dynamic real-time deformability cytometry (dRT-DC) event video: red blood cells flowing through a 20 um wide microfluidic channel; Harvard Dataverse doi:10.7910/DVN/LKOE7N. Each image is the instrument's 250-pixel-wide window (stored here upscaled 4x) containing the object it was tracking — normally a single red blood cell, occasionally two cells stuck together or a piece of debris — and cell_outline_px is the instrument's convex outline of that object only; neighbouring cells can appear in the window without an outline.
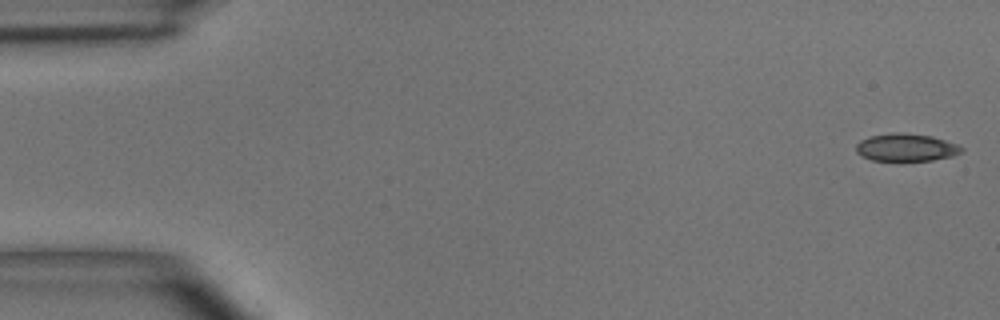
{"species": "common noctule bat (a hibernating species)", "species_latin": "Nyctalus noctula", "temperature_condition": "room temperature", "stored_images_in_passage": 8, "camera_frame_rate_fps": 3000, "um_per_image_px": 0.085, "animal": {"sex": "male", "body_mass_g": 15.6}, "frame": {"image": 1, "passage_image": 1, "time_ms": 0.0, "image_size_px": [1000, 320], "cell_outline_px": [[964, 152], [952, 156], [932, 160], [872, 160], [856, 152], [856, 144], [860, 140], [868, 136], [892, 132], [904, 132], [932, 136], [956, 144], [964, 148]], "centroid_in_image_um": [77.02, 12.51], "position_along_channel_um": 8.0, "area_um2": 16.99}}
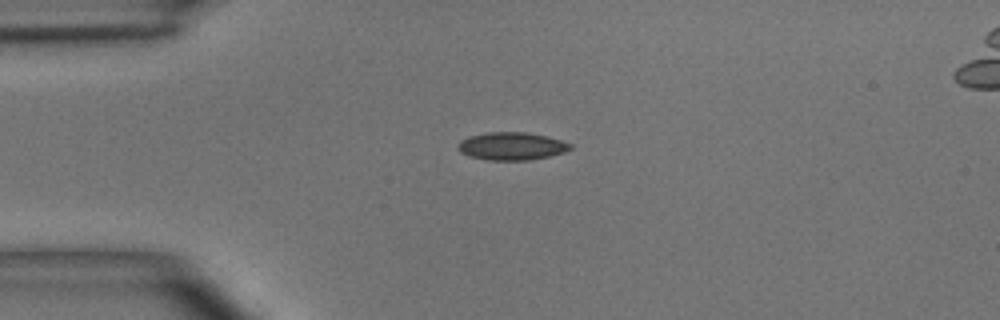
{"frame": {"image": 2, "passage_image": 4, "time_ms": 3.667, "image_size_px": [1000, 320], "cell_outline_px": [[572, 148], [564, 152], [548, 156], [528, 160], [488, 160], [472, 156], [460, 152], [460, 140], [484, 132], [528, 132], [548, 136], [572, 144]], "centroid_in_image_um": [43.54, 12.41], "position_along_channel_um": 41.5, "area_um2": 17.98}}
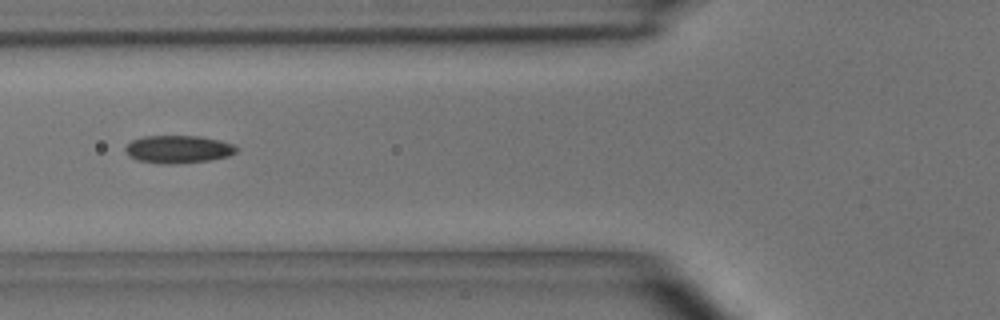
{"frame": {"image": 3, "passage_image": 6, "time_ms": 6.0, "image_size_px": [1000, 320], "cell_outline_px": [[240, 148], [236, 152], [228, 156], [212, 160], [180, 164], [160, 164], [136, 160], [128, 156], [124, 152], [124, 148], [132, 140], [144, 136], [200, 136], [220, 140], [232, 144]], "centroid_in_image_um": [15.14, 12.7], "position_along_channel_um": 110.7, "area_um2": 18.32}}